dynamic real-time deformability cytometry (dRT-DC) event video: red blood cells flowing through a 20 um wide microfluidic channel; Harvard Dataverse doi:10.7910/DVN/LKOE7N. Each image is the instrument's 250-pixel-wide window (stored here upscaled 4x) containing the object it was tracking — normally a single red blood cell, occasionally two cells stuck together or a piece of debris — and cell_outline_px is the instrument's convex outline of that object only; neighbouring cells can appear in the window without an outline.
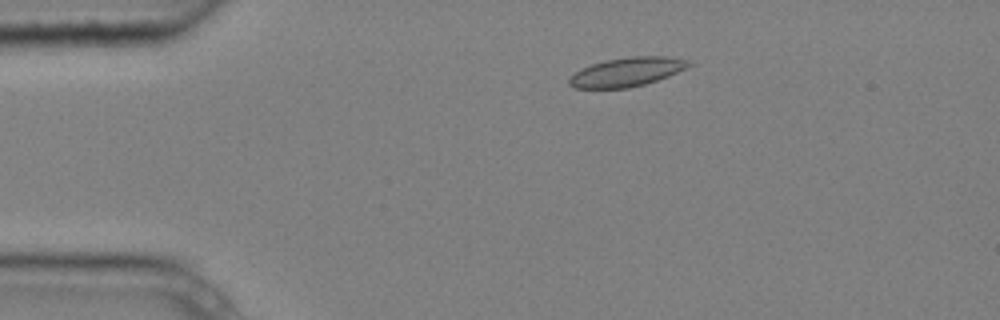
{"species": "common noctule bat (a hibernating species)", "species_latin": "Nyctalus noctula", "temperature_condition": "cold", "stored_images_in_passage": 4, "camera_frame_rate_fps": 3000, "um_per_image_px": 0.085, "animal": {"sex": "male", "body_mass_g": 20.4}, "frame": {"image": 1, "passage_image": 3, "time_ms": 0.667, "image_size_px": [1000, 320], "cell_outline_px": [[696, 64], [668, 76], [644, 84], [628, 88], [576, 88], [568, 84], [568, 80], [576, 72], [592, 64], [604, 60], [632, 56], [668, 56], [688, 60]], "centroid_in_image_um": [53.34, 6.1], "position_along_channel_um": 31.7, "area_um2": 20.11}}